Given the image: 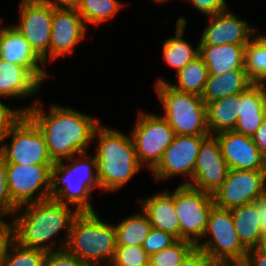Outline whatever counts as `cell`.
I'll return each mask as SVG.
<instances>
[{
	"label": "cell",
	"instance_id": "cell-1",
	"mask_svg": "<svg viewBox=\"0 0 266 266\" xmlns=\"http://www.w3.org/2000/svg\"><path fill=\"white\" fill-rule=\"evenodd\" d=\"M42 104L36 101L24 107L25 114L42 132L52 161L55 163L87 153L101 120L58 104L51 105L46 114Z\"/></svg>",
	"mask_w": 266,
	"mask_h": 266
},
{
	"label": "cell",
	"instance_id": "cell-2",
	"mask_svg": "<svg viewBox=\"0 0 266 266\" xmlns=\"http://www.w3.org/2000/svg\"><path fill=\"white\" fill-rule=\"evenodd\" d=\"M21 209L25 211L22 212L23 214H18ZM78 213L74 207L71 208L70 205L52 198L22 205L15 213L17 216L14 215L11 221L12 239L23 247L41 249L46 252L64 249L68 242L72 222ZM63 230L65 231L64 238L59 242V246H55L57 243L54 236L59 235V232Z\"/></svg>",
	"mask_w": 266,
	"mask_h": 266
},
{
	"label": "cell",
	"instance_id": "cell-3",
	"mask_svg": "<svg viewBox=\"0 0 266 266\" xmlns=\"http://www.w3.org/2000/svg\"><path fill=\"white\" fill-rule=\"evenodd\" d=\"M96 138L98 145L94 156L100 190L118 191L143 168L131 135L99 124L94 130L93 141Z\"/></svg>",
	"mask_w": 266,
	"mask_h": 266
},
{
	"label": "cell",
	"instance_id": "cell-4",
	"mask_svg": "<svg viewBox=\"0 0 266 266\" xmlns=\"http://www.w3.org/2000/svg\"><path fill=\"white\" fill-rule=\"evenodd\" d=\"M67 160L69 163L65 164ZM96 187L100 189L97 162L88 152L55 162L51 168L50 198L74 205L78 212H95L90 202Z\"/></svg>",
	"mask_w": 266,
	"mask_h": 266
},
{
	"label": "cell",
	"instance_id": "cell-5",
	"mask_svg": "<svg viewBox=\"0 0 266 266\" xmlns=\"http://www.w3.org/2000/svg\"><path fill=\"white\" fill-rule=\"evenodd\" d=\"M117 246L115 225L96 212H79L74 218L66 249L90 266H110Z\"/></svg>",
	"mask_w": 266,
	"mask_h": 266
},
{
	"label": "cell",
	"instance_id": "cell-6",
	"mask_svg": "<svg viewBox=\"0 0 266 266\" xmlns=\"http://www.w3.org/2000/svg\"><path fill=\"white\" fill-rule=\"evenodd\" d=\"M155 92L163 104L160 114L175 135H210L207 128L206 104L201 96L171 87L167 80L158 78Z\"/></svg>",
	"mask_w": 266,
	"mask_h": 266
},
{
	"label": "cell",
	"instance_id": "cell-7",
	"mask_svg": "<svg viewBox=\"0 0 266 266\" xmlns=\"http://www.w3.org/2000/svg\"><path fill=\"white\" fill-rule=\"evenodd\" d=\"M206 236L210 237L204 240ZM201 241L195 247L203 251L212 263L245 261L248 249L237 235L230 209L212 207Z\"/></svg>",
	"mask_w": 266,
	"mask_h": 266
},
{
	"label": "cell",
	"instance_id": "cell-8",
	"mask_svg": "<svg viewBox=\"0 0 266 266\" xmlns=\"http://www.w3.org/2000/svg\"><path fill=\"white\" fill-rule=\"evenodd\" d=\"M8 138L11 139L9 145L5 143ZM0 156L7 164L54 165L42 132L26 114L10 129L1 142Z\"/></svg>",
	"mask_w": 266,
	"mask_h": 266
},
{
	"label": "cell",
	"instance_id": "cell-9",
	"mask_svg": "<svg viewBox=\"0 0 266 266\" xmlns=\"http://www.w3.org/2000/svg\"><path fill=\"white\" fill-rule=\"evenodd\" d=\"M147 112L139 111L137 122L130 135L139 163L145 165L151 172L161 161L175 134L161 115Z\"/></svg>",
	"mask_w": 266,
	"mask_h": 266
},
{
	"label": "cell",
	"instance_id": "cell-10",
	"mask_svg": "<svg viewBox=\"0 0 266 266\" xmlns=\"http://www.w3.org/2000/svg\"><path fill=\"white\" fill-rule=\"evenodd\" d=\"M174 205L180 224V240L196 245L202 239L212 207V194L180 184L174 190Z\"/></svg>",
	"mask_w": 266,
	"mask_h": 266
},
{
	"label": "cell",
	"instance_id": "cell-11",
	"mask_svg": "<svg viewBox=\"0 0 266 266\" xmlns=\"http://www.w3.org/2000/svg\"><path fill=\"white\" fill-rule=\"evenodd\" d=\"M19 9V21L14 26L46 65L50 60L54 8L43 0H22Z\"/></svg>",
	"mask_w": 266,
	"mask_h": 266
},
{
	"label": "cell",
	"instance_id": "cell-12",
	"mask_svg": "<svg viewBox=\"0 0 266 266\" xmlns=\"http://www.w3.org/2000/svg\"><path fill=\"white\" fill-rule=\"evenodd\" d=\"M266 196V171L229 169L226 180L212 194L214 204L232 209Z\"/></svg>",
	"mask_w": 266,
	"mask_h": 266
},
{
	"label": "cell",
	"instance_id": "cell-13",
	"mask_svg": "<svg viewBox=\"0 0 266 266\" xmlns=\"http://www.w3.org/2000/svg\"><path fill=\"white\" fill-rule=\"evenodd\" d=\"M53 166L7 164L9 193L18 207L50 198Z\"/></svg>",
	"mask_w": 266,
	"mask_h": 266
},
{
	"label": "cell",
	"instance_id": "cell-14",
	"mask_svg": "<svg viewBox=\"0 0 266 266\" xmlns=\"http://www.w3.org/2000/svg\"><path fill=\"white\" fill-rule=\"evenodd\" d=\"M208 135H175L170 146L164 151L161 161L151 171L156 182L173 176H185L190 184L202 141Z\"/></svg>",
	"mask_w": 266,
	"mask_h": 266
},
{
	"label": "cell",
	"instance_id": "cell-15",
	"mask_svg": "<svg viewBox=\"0 0 266 266\" xmlns=\"http://www.w3.org/2000/svg\"><path fill=\"white\" fill-rule=\"evenodd\" d=\"M228 171L217 137L208 135L200 145L189 185L213 194L226 180Z\"/></svg>",
	"mask_w": 266,
	"mask_h": 266
},
{
	"label": "cell",
	"instance_id": "cell-16",
	"mask_svg": "<svg viewBox=\"0 0 266 266\" xmlns=\"http://www.w3.org/2000/svg\"><path fill=\"white\" fill-rule=\"evenodd\" d=\"M207 18L210 22L203 29L198 45H247L256 34L253 26L229 9Z\"/></svg>",
	"mask_w": 266,
	"mask_h": 266
},
{
	"label": "cell",
	"instance_id": "cell-17",
	"mask_svg": "<svg viewBox=\"0 0 266 266\" xmlns=\"http://www.w3.org/2000/svg\"><path fill=\"white\" fill-rule=\"evenodd\" d=\"M87 26L75 9L54 8L50 40V61L72 54L86 35Z\"/></svg>",
	"mask_w": 266,
	"mask_h": 266
},
{
	"label": "cell",
	"instance_id": "cell-18",
	"mask_svg": "<svg viewBox=\"0 0 266 266\" xmlns=\"http://www.w3.org/2000/svg\"><path fill=\"white\" fill-rule=\"evenodd\" d=\"M229 169L266 171V159L252 137L231 131L215 134Z\"/></svg>",
	"mask_w": 266,
	"mask_h": 266
},
{
	"label": "cell",
	"instance_id": "cell-19",
	"mask_svg": "<svg viewBox=\"0 0 266 266\" xmlns=\"http://www.w3.org/2000/svg\"><path fill=\"white\" fill-rule=\"evenodd\" d=\"M1 22L0 18V24ZM0 58L25 67L42 84L49 78L46 65L14 25H10V27H1L0 25Z\"/></svg>",
	"mask_w": 266,
	"mask_h": 266
},
{
	"label": "cell",
	"instance_id": "cell-20",
	"mask_svg": "<svg viewBox=\"0 0 266 266\" xmlns=\"http://www.w3.org/2000/svg\"><path fill=\"white\" fill-rule=\"evenodd\" d=\"M235 132L252 137L266 119V83H254L240 93Z\"/></svg>",
	"mask_w": 266,
	"mask_h": 266
},
{
	"label": "cell",
	"instance_id": "cell-21",
	"mask_svg": "<svg viewBox=\"0 0 266 266\" xmlns=\"http://www.w3.org/2000/svg\"><path fill=\"white\" fill-rule=\"evenodd\" d=\"M142 211L150 220L152 228L171 234L180 240V224L174 205V191L164 189L146 199H138Z\"/></svg>",
	"mask_w": 266,
	"mask_h": 266
},
{
	"label": "cell",
	"instance_id": "cell-22",
	"mask_svg": "<svg viewBox=\"0 0 266 266\" xmlns=\"http://www.w3.org/2000/svg\"><path fill=\"white\" fill-rule=\"evenodd\" d=\"M41 85L42 83L25 67L0 58L1 97L28 98L39 91Z\"/></svg>",
	"mask_w": 266,
	"mask_h": 266
},
{
	"label": "cell",
	"instance_id": "cell-23",
	"mask_svg": "<svg viewBox=\"0 0 266 266\" xmlns=\"http://www.w3.org/2000/svg\"><path fill=\"white\" fill-rule=\"evenodd\" d=\"M245 46L236 44L199 45V56L207 65L209 75L245 69Z\"/></svg>",
	"mask_w": 266,
	"mask_h": 266
},
{
	"label": "cell",
	"instance_id": "cell-24",
	"mask_svg": "<svg viewBox=\"0 0 266 266\" xmlns=\"http://www.w3.org/2000/svg\"><path fill=\"white\" fill-rule=\"evenodd\" d=\"M254 82L246 70L228 71L222 75H208L202 99L205 104L247 90Z\"/></svg>",
	"mask_w": 266,
	"mask_h": 266
},
{
	"label": "cell",
	"instance_id": "cell-25",
	"mask_svg": "<svg viewBox=\"0 0 266 266\" xmlns=\"http://www.w3.org/2000/svg\"><path fill=\"white\" fill-rule=\"evenodd\" d=\"M175 35L166 39L162 46V57L165 63L174 68L176 73L183 69L189 62L199 56V45L192 47L183 39L187 20L180 16L176 20Z\"/></svg>",
	"mask_w": 266,
	"mask_h": 266
},
{
	"label": "cell",
	"instance_id": "cell-26",
	"mask_svg": "<svg viewBox=\"0 0 266 266\" xmlns=\"http://www.w3.org/2000/svg\"><path fill=\"white\" fill-rule=\"evenodd\" d=\"M240 93L206 104L207 128L210 135L234 130L239 116Z\"/></svg>",
	"mask_w": 266,
	"mask_h": 266
},
{
	"label": "cell",
	"instance_id": "cell-27",
	"mask_svg": "<svg viewBox=\"0 0 266 266\" xmlns=\"http://www.w3.org/2000/svg\"><path fill=\"white\" fill-rule=\"evenodd\" d=\"M235 229L241 243L247 248H256L263 232L257 201L230 209Z\"/></svg>",
	"mask_w": 266,
	"mask_h": 266
},
{
	"label": "cell",
	"instance_id": "cell-28",
	"mask_svg": "<svg viewBox=\"0 0 266 266\" xmlns=\"http://www.w3.org/2000/svg\"><path fill=\"white\" fill-rule=\"evenodd\" d=\"M117 246H142L152 229L147 215L141 211L115 224Z\"/></svg>",
	"mask_w": 266,
	"mask_h": 266
},
{
	"label": "cell",
	"instance_id": "cell-29",
	"mask_svg": "<svg viewBox=\"0 0 266 266\" xmlns=\"http://www.w3.org/2000/svg\"><path fill=\"white\" fill-rule=\"evenodd\" d=\"M208 75L207 65L198 56L176 73L177 84L168 83L178 91L202 96Z\"/></svg>",
	"mask_w": 266,
	"mask_h": 266
},
{
	"label": "cell",
	"instance_id": "cell-30",
	"mask_svg": "<svg viewBox=\"0 0 266 266\" xmlns=\"http://www.w3.org/2000/svg\"><path fill=\"white\" fill-rule=\"evenodd\" d=\"M245 69L254 83H266V35H257L245 46Z\"/></svg>",
	"mask_w": 266,
	"mask_h": 266
},
{
	"label": "cell",
	"instance_id": "cell-31",
	"mask_svg": "<svg viewBox=\"0 0 266 266\" xmlns=\"http://www.w3.org/2000/svg\"><path fill=\"white\" fill-rule=\"evenodd\" d=\"M122 6L120 0H80L76 10L85 24L98 26L113 19Z\"/></svg>",
	"mask_w": 266,
	"mask_h": 266
},
{
	"label": "cell",
	"instance_id": "cell-32",
	"mask_svg": "<svg viewBox=\"0 0 266 266\" xmlns=\"http://www.w3.org/2000/svg\"><path fill=\"white\" fill-rule=\"evenodd\" d=\"M47 252L26 248L11 239L0 257V266H44Z\"/></svg>",
	"mask_w": 266,
	"mask_h": 266
},
{
	"label": "cell",
	"instance_id": "cell-33",
	"mask_svg": "<svg viewBox=\"0 0 266 266\" xmlns=\"http://www.w3.org/2000/svg\"><path fill=\"white\" fill-rule=\"evenodd\" d=\"M195 248L188 240H177L170 247L150 256L149 266H178Z\"/></svg>",
	"mask_w": 266,
	"mask_h": 266
},
{
	"label": "cell",
	"instance_id": "cell-34",
	"mask_svg": "<svg viewBox=\"0 0 266 266\" xmlns=\"http://www.w3.org/2000/svg\"><path fill=\"white\" fill-rule=\"evenodd\" d=\"M149 259L142 246H116L110 266H149Z\"/></svg>",
	"mask_w": 266,
	"mask_h": 266
},
{
	"label": "cell",
	"instance_id": "cell-35",
	"mask_svg": "<svg viewBox=\"0 0 266 266\" xmlns=\"http://www.w3.org/2000/svg\"><path fill=\"white\" fill-rule=\"evenodd\" d=\"M18 206L13 202L7 182V163L0 156V216L15 215Z\"/></svg>",
	"mask_w": 266,
	"mask_h": 266
},
{
	"label": "cell",
	"instance_id": "cell-36",
	"mask_svg": "<svg viewBox=\"0 0 266 266\" xmlns=\"http://www.w3.org/2000/svg\"><path fill=\"white\" fill-rule=\"evenodd\" d=\"M177 241L175 237L164 231L152 228L143 242L142 248L149 256L170 247Z\"/></svg>",
	"mask_w": 266,
	"mask_h": 266
},
{
	"label": "cell",
	"instance_id": "cell-37",
	"mask_svg": "<svg viewBox=\"0 0 266 266\" xmlns=\"http://www.w3.org/2000/svg\"><path fill=\"white\" fill-rule=\"evenodd\" d=\"M44 266H90L66 248L47 252Z\"/></svg>",
	"mask_w": 266,
	"mask_h": 266
},
{
	"label": "cell",
	"instance_id": "cell-38",
	"mask_svg": "<svg viewBox=\"0 0 266 266\" xmlns=\"http://www.w3.org/2000/svg\"><path fill=\"white\" fill-rule=\"evenodd\" d=\"M24 114L25 108L20 110L10 108L0 100V144L9 133L10 129L23 117Z\"/></svg>",
	"mask_w": 266,
	"mask_h": 266
},
{
	"label": "cell",
	"instance_id": "cell-39",
	"mask_svg": "<svg viewBox=\"0 0 266 266\" xmlns=\"http://www.w3.org/2000/svg\"><path fill=\"white\" fill-rule=\"evenodd\" d=\"M206 17L223 12L228 9L226 0H186Z\"/></svg>",
	"mask_w": 266,
	"mask_h": 266
},
{
	"label": "cell",
	"instance_id": "cell-40",
	"mask_svg": "<svg viewBox=\"0 0 266 266\" xmlns=\"http://www.w3.org/2000/svg\"><path fill=\"white\" fill-rule=\"evenodd\" d=\"M211 264L210 258L195 247L178 266H211Z\"/></svg>",
	"mask_w": 266,
	"mask_h": 266
},
{
	"label": "cell",
	"instance_id": "cell-41",
	"mask_svg": "<svg viewBox=\"0 0 266 266\" xmlns=\"http://www.w3.org/2000/svg\"><path fill=\"white\" fill-rule=\"evenodd\" d=\"M244 262L247 266H266V252L258 248L248 249Z\"/></svg>",
	"mask_w": 266,
	"mask_h": 266
},
{
	"label": "cell",
	"instance_id": "cell-42",
	"mask_svg": "<svg viewBox=\"0 0 266 266\" xmlns=\"http://www.w3.org/2000/svg\"><path fill=\"white\" fill-rule=\"evenodd\" d=\"M0 216V257L4 253L7 243L12 239V222H5Z\"/></svg>",
	"mask_w": 266,
	"mask_h": 266
},
{
	"label": "cell",
	"instance_id": "cell-43",
	"mask_svg": "<svg viewBox=\"0 0 266 266\" xmlns=\"http://www.w3.org/2000/svg\"><path fill=\"white\" fill-rule=\"evenodd\" d=\"M253 142L266 159V119L252 136Z\"/></svg>",
	"mask_w": 266,
	"mask_h": 266
},
{
	"label": "cell",
	"instance_id": "cell-44",
	"mask_svg": "<svg viewBox=\"0 0 266 266\" xmlns=\"http://www.w3.org/2000/svg\"><path fill=\"white\" fill-rule=\"evenodd\" d=\"M44 2L50 4L53 8L59 9H77L80 0H43Z\"/></svg>",
	"mask_w": 266,
	"mask_h": 266
},
{
	"label": "cell",
	"instance_id": "cell-45",
	"mask_svg": "<svg viewBox=\"0 0 266 266\" xmlns=\"http://www.w3.org/2000/svg\"><path fill=\"white\" fill-rule=\"evenodd\" d=\"M257 211L261 219L262 229L266 230V196L257 200Z\"/></svg>",
	"mask_w": 266,
	"mask_h": 266
},
{
	"label": "cell",
	"instance_id": "cell-46",
	"mask_svg": "<svg viewBox=\"0 0 266 266\" xmlns=\"http://www.w3.org/2000/svg\"><path fill=\"white\" fill-rule=\"evenodd\" d=\"M211 266H247L244 261L241 262H216L212 263Z\"/></svg>",
	"mask_w": 266,
	"mask_h": 266
},
{
	"label": "cell",
	"instance_id": "cell-47",
	"mask_svg": "<svg viewBox=\"0 0 266 266\" xmlns=\"http://www.w3.org/2000/svg\"><path fill=\"white\" fill-rule=\"evenodd\" d=\"M256 248L266 252V230L262 232L260 242Z\"/></svg>",
	"mask_w": 266,
	"mask_h": 266
},
{
	"label": "cell",
	"instance_id": "cell-48",
	"mask_svg": "<svg viewBox=\"0 0 266 266\" xmlns=\"http://www.w3.org/2000/svg\"><path fill=\"white\" fill-rule=\"evenodd\" d=\"M152 1H153V2H156V3L158 2V3H160V4H161V2H162V3H164L165 1L168 2V0H152Z\"/></svg>",
	"mask_w": 266,
	"mask_h": 266
}]
</instances>
